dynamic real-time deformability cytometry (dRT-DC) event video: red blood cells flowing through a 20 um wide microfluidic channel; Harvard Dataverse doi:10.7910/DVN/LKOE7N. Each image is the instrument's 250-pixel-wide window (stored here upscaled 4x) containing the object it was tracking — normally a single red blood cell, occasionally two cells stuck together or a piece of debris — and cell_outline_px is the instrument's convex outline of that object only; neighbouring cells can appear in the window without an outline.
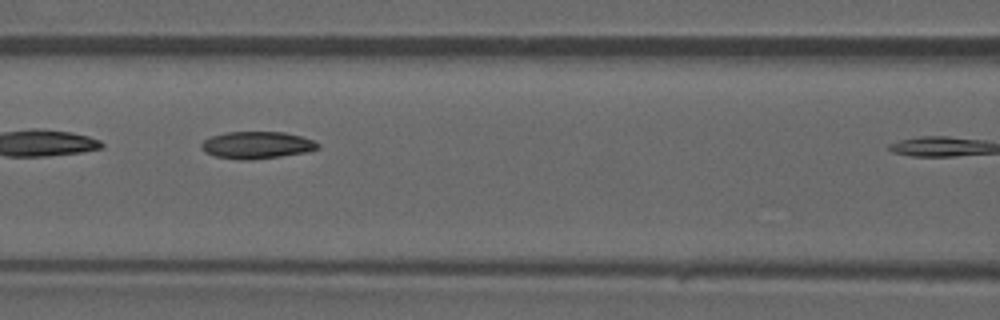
{"species": "common noctule bat (a hibernating species)", "species_latin": "Nyctalus noctula", "temperature_condition": "warm", "stored_images_in_passage": 9, "camera_frame_rate_fps": 3000, "um_per_image_px": 0.085, "animal": {"sex": "male", "forearm_length_mm": 52.5}, "frame": {"image": 1, "passage_image": 6, "time_ms": 1.667, "image_size_px": [1000, 320], "cell_outline_px": [[320, 148], [308, 152], [252, 160], [240, 160], [216, 156], [204, 152], [200, 148], [200, 144], [204, 140], [212, 136], [228, 132], [284, 132], [300, 136], [312, 140], [320, 144]], "centroid_in_image_um": [21.83, 12.34], "position_along_channel_um": 144.8, "area_um2": 18.44}}